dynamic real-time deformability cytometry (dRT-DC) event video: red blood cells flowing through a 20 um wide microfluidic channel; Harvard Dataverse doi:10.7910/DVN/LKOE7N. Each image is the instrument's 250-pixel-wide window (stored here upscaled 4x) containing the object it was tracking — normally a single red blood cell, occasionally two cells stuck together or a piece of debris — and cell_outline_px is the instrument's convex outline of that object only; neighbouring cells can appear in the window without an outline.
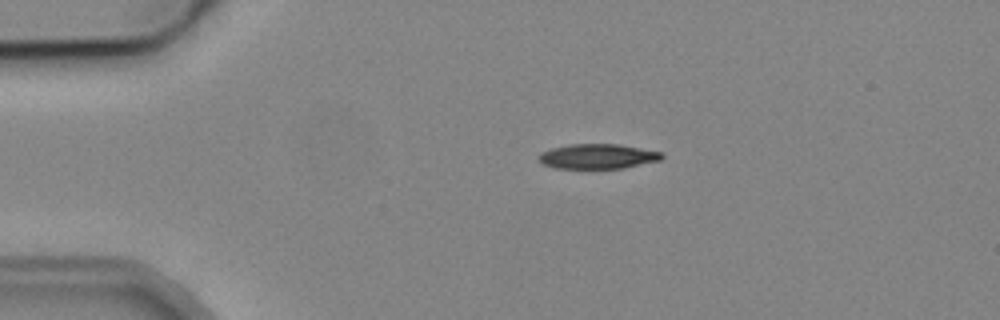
{"species": "common noctule bat (a hibernating species)", "species_latin": "Nyctalus noctula", "temperature_condition": "cold", "stored_images_in_passage": 4, "camera_frame_rate_fps": 3000, "um_per_image_px": 0.085, "animal": {"sex": "male", "body_mass_g": 19.2, "forearm_length_mm": 51.8}, "frame": {"image": 1, "passage_image": 2, "time_ms": 1.0, "image_size_px": [1000, 320], "cell_outline_px": [[664, 156], [660, 160], [624, 168], [556, 168], [544, 164], [536, 156], [540, 152], [552, 148], [568, 144], [620, 144], [664, 152]], "centroid_in_image_um": [50.82, 13.28], "position_along_channel_um": 34.2, "area_um2": 17.92}}
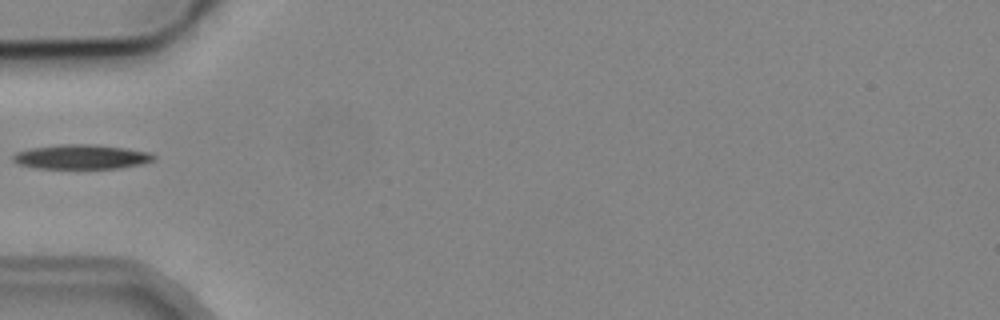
{"frame": {"image": 2, "passage_image": 4, "time_ms": 3.333, "image_size_px": [1000, 320], "cell_outline_px": [[156, 160], [140, 164], [120, 168], [36, 168], [16, 164], [12, 160], [12, 156], [16, 152], [32, 148], [60, 144], [92, 144], [124, 148], [152, 152], [156, 156]], "centroid_in_image_um": [6.93, 13.33], "position_along_channel_um": 78.1, "area_um2": 20.17}}